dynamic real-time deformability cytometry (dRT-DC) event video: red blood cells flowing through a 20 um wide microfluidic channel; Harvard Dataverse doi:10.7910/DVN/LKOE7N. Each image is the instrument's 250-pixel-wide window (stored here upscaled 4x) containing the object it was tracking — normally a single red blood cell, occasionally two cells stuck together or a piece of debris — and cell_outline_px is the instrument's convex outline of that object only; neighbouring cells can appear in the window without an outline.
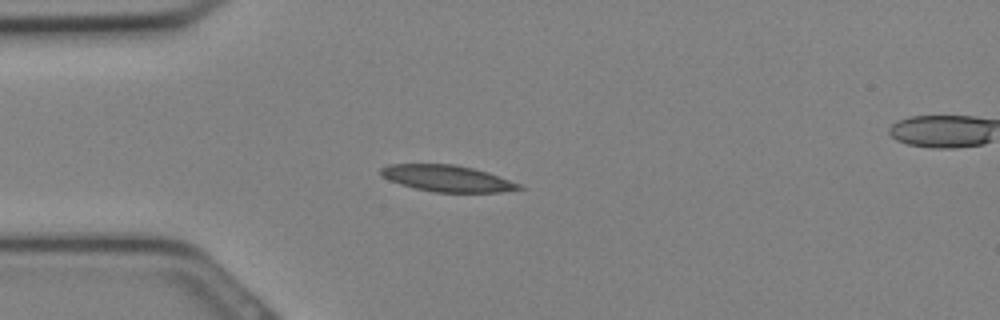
{"species": "Egyptian fruit bat (a non-hibernating species)", "species_latin": "Rousettus aegyptiacus", "temperature_condition": "cold", "stored_images_in_passage": 6, "camera_frame_rate_fps": 3000, "um_per_image_px": 0.085, "animal": {"sex": "female"}, "frame": {"image": 1, "passage_image": 1, "time_ms": 0.0, "image_size_px": [1000, 320], "cell_outline_px": [[524, 188], [500, 192], [432, 192], [400, 184], [388, 180], [380, 176], [380, 168], [388, 164], [456, 164], [488, 172], [520, 184]], "centroid_in_image_um": [37.97, 15.16], "position_along_channel_um": 47.0, "area_um2": 21.27}}
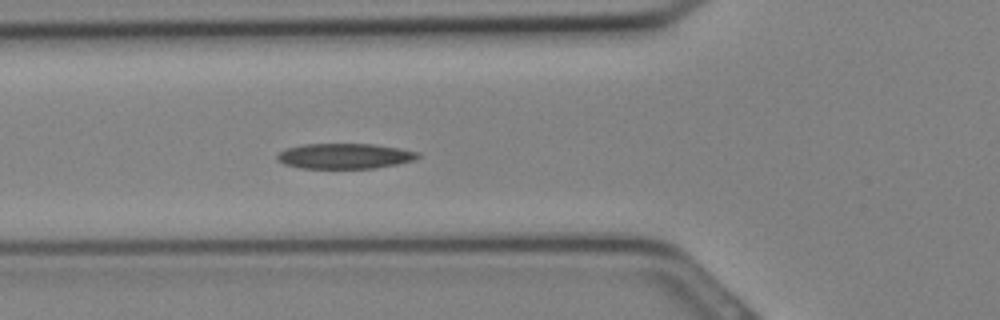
{"frame": {"image": 2, "passage_image": 4, "time_ms": 1.0, "image_size_px": [1000, 320], "cell_outline_px": [[420, 156], [412, 160], [396, 164], [372, 168], [300, 168], [284, 164], [276, 160], [276, 156], [284, 148], [304, 144], [372, 144], [400, 148], [420, 152]], "centroid_in_image_um": [29.26, 13.26], "position_along_channel_um": 96.5, "area_um2": 20.75}}
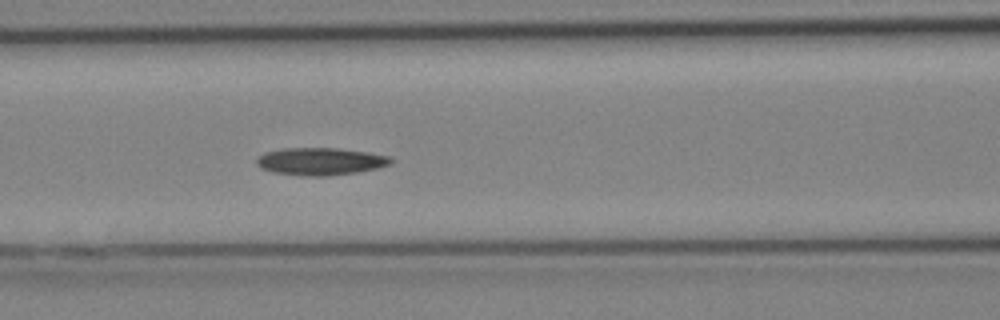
{"frame": {"image": 3, "passage_image": 6, "time_ms": 1.667, "image_size_px": [1000, 320], "cell_outline_px": [[392, 160], [388, 164], [376, 168], [356, 172], [328, 176], [308, 176], [272, 172], [260, 168], [256, 164], [256, 160], [264, 152], [280, 148], [336, 148], [368, 152], [388, 156]], "centroid_in_image_um": [27.17, 13.71], "position_along_channel_um": 139.4, "area_um2": 21.33}}